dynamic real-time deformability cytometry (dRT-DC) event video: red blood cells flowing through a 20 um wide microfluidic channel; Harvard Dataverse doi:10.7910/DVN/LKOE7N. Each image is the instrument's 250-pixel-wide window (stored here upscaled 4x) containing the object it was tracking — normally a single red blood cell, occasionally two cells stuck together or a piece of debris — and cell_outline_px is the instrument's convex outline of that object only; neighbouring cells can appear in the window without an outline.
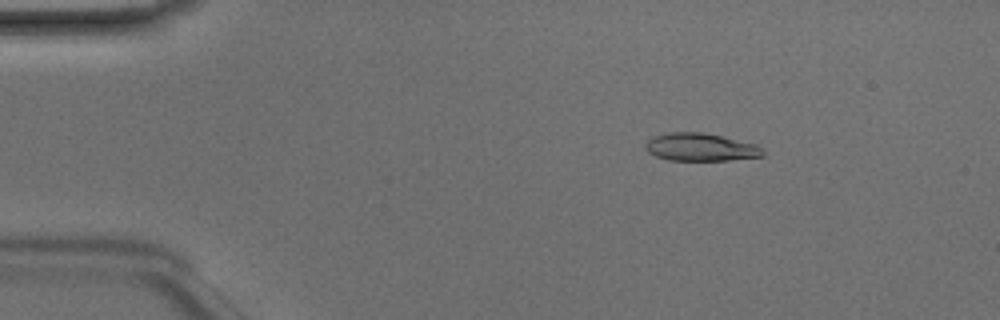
{"species": "Egyptian fruit bat (a non-hibernating species)", "species_latin": "Rousettus aegyptiacus", "temperature_condition": "room temperature", "stored_images_in_passage": 48, "camera_frame_rate_fps": 3000, "um_per_image_px": 0.085, "animal": {"sex": "male"}, "frame": {"image": 1, "passage_image": 8, "time_ms": 2.333, "image_size_px": [1000, 320], "cell_outline_px": [[764, 156], [728, 160], [668, 160], [656, 156], [648, 152], [644, 148], [648, 140], [652, 136], [668, 132], [704, 132], [756, 144], [764, 152]], "centroid_in_image_um": [59.52, 12.5], "position_along_channel_um": 25.5, "area_um2": 19.02}}
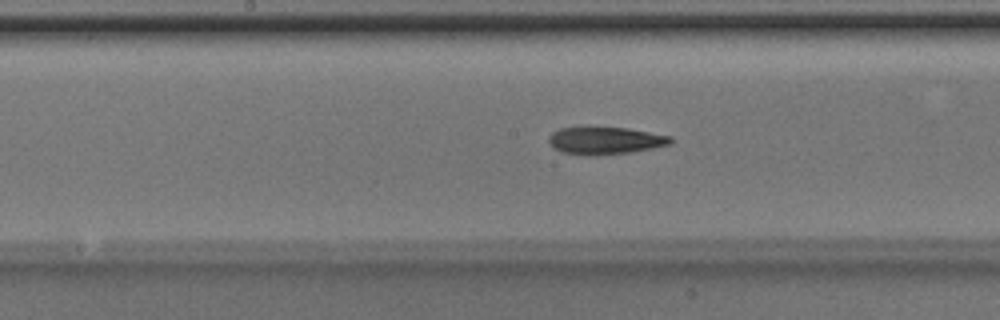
{"frame": {"image": 2, "passage_image": 25, "time_ms": 8.0, "image_size_px": [1000, 320], "cell_outline_px": [[672, 144], [632, 152], [592, 156], [584, 156], [560, 152], [552, 148], [548, 144], [548, 136], [552, 132], [560, 128], [628, 128], [672, 136]], "centroid_in_image_um": [51.41, 11.97], "position_along_channel_um": 196.8, "area_um2": 19.65}}
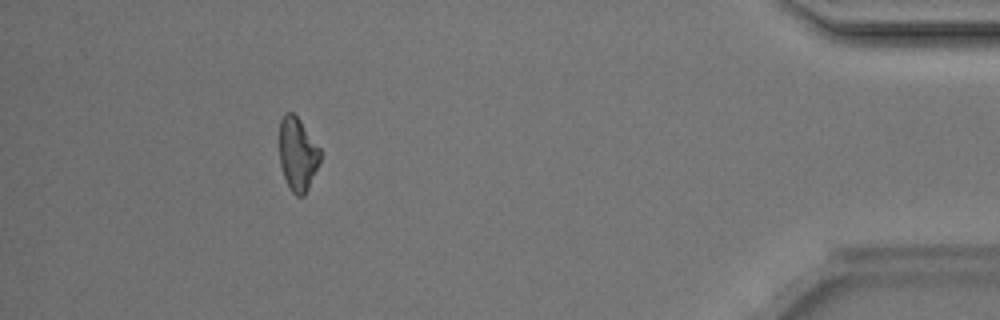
{"frame": {"image": 3, "passage_image": 44, "time_ms": 14.333, "image_size_px": [1000, 320], "cell_outline_px": [[320, 160], [308, 188], [304, 196], [296, 196], [288, 188], [280, 164], [280, 120], [284, 112], [292, 112], [300, 120], [320, 148]], "centroid_in_image_um": [25.28, 13.1], "position_along_channel_um": 409.9, "area_um2": 17.34}}